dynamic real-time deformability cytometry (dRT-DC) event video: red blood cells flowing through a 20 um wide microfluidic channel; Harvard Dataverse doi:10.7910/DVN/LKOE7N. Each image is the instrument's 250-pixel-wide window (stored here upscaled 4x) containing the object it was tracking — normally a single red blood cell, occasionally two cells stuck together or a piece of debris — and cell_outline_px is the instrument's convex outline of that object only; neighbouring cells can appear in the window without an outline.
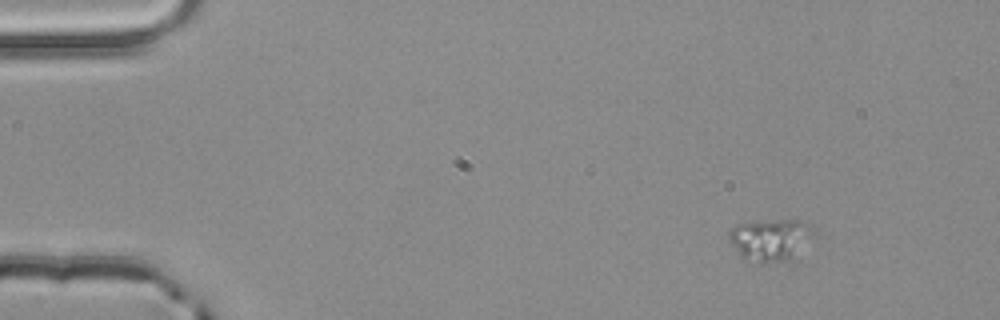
{"species": "common noctule bat (a hibernating species)", "species_latin": "Nyctalus noctula", "temperature_condition": "room temperature", "stored_images_in_passage": 3, "camera_frame_rate_fps": 3000, "um_per_image_px": 0.085, "animal": {"sex": "male", "body_mass_g": 20.4}, "frame": {"image": 1, "passage_image": 1, "time_ms": 0.0, "image_size_px": [1000, 320], "cell_outline_px": [[820, 236], [788, 260], [760, 264], [756, 264], [740, 256], [732, 244], [728, 236], [728, 232], [736, 224], [780, 220], [800, 220], [812, 228]], "centroid_in_image_um": [65.55, 20.4], "position_along_channel_um": 19.4, "area_um2": 21.04}}
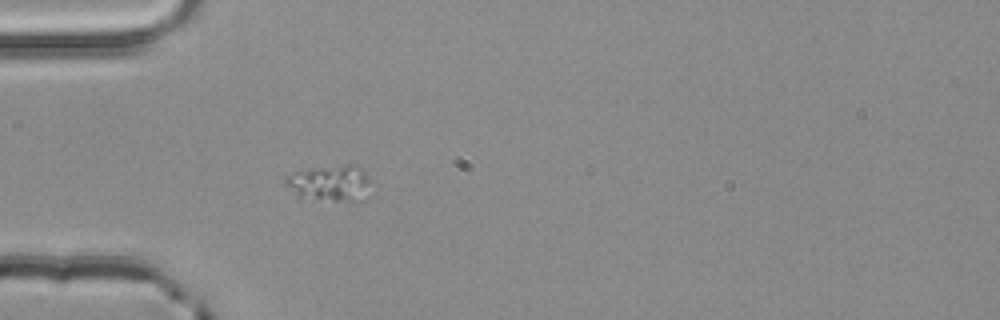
{"frame": {"image": 2, "passage_image": 3, "time_ms": 0.667, "image_size_px": [1000, 320], "cell_outline_px": [[376, 192], [364, 200], [356, 204], [296, 200], [284, 184], [284, 176], [296, 172], [344, 164], [356, 164], [364, 168]], "centroid_in_image_um": [28.14, 15.69], "position_along_channel_um": 56.9, "area_um2": 20.11}}